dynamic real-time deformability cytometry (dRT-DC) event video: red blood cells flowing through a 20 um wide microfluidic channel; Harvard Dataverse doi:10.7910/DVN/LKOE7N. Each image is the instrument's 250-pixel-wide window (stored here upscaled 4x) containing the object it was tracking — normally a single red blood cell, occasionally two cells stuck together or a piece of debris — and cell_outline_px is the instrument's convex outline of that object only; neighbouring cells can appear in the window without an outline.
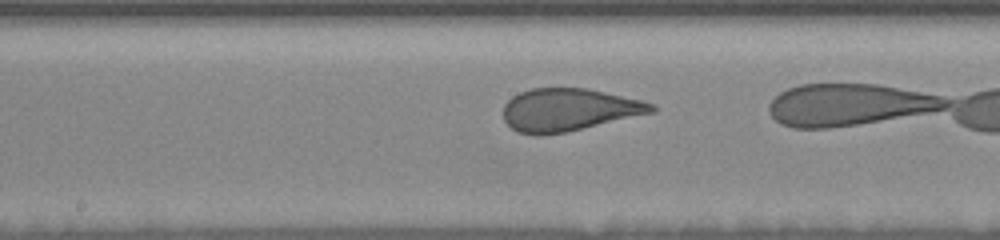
{"species": "human", "species_latin": "Homo sapiens", "temperature_condition": "room temperature", "stored_images_in_passage": 10, "camera_frame_rate_fps": 3000, "um_per_image_px": 0.085, "donor": {"sex": "female"}, "frame": {"image": 1, "passage_image": 9, "time_ms": 3.333, "image_size_px": [1000, 240], "cell_outline_px": [[656, 112], [564, 132], [520, 132], [512, 128], [504, 120], [504, 104], [512, 96], [520, 92], [532, 88], [588, 88], [640, 100], [652, 104], [656, 108]], "centroid_in_image_um": [48.37, 9.29], "position_along_channel_um": 199.8, "area_um2": 35.89}}